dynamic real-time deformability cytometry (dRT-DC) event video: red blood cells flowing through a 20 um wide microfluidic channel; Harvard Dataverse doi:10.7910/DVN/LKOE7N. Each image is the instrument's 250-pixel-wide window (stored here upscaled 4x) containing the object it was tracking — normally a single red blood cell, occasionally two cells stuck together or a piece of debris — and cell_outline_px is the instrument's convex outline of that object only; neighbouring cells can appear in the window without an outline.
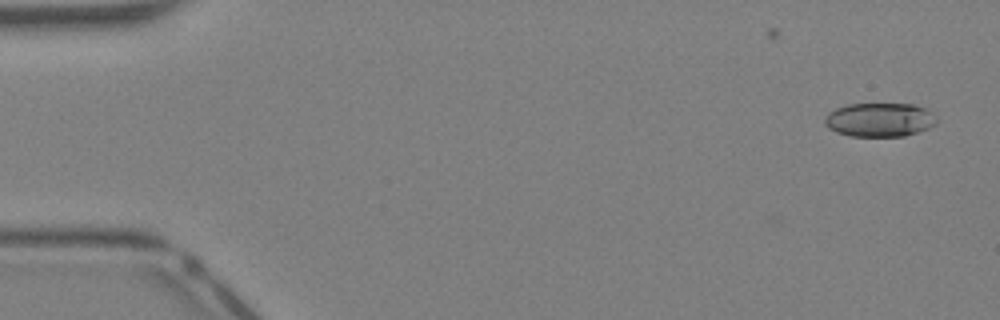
{"species": "Egyptian fruit bat (a non-hibernating species)", "species_latin": "Rousettus aegyptiacus", "temperature_condition": "warm", "stored_images_in_passage": 12, "camera_frame_rate_fps": 3000, "um_per_image_px": 0.085, "animal": {"sex": "female"}, "frame": {"image": 1, "passage_image": 1, "time_ms": 0.0, "image_size_px": [1000, 320], "cell_outline_px": [[936, 124], [928, 128], [904, 136], [848, 136], [836, 132], [828, 128], [824, 124], [824, 116], [828, 112], [836, 108], [848, 104], [912, 104], [928, 108], [936, 116]], "centroid_in_image_um": [74.75, 10.17], "position_along_channel_um": 10.3, "area_um2": 22.31}}
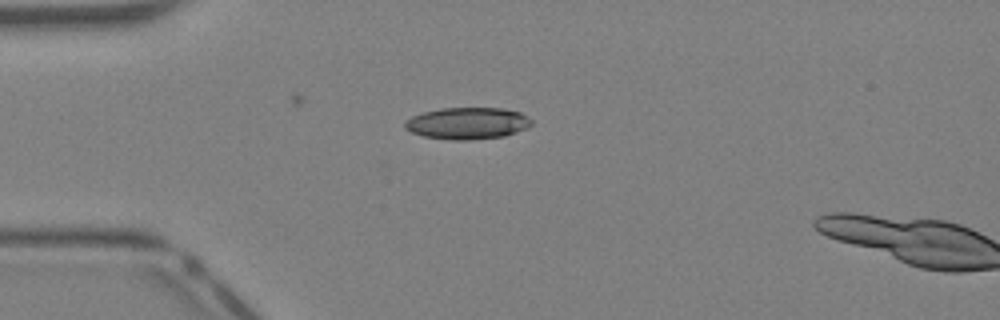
{"frame": {"image": 2, "passage_image": 10, "time_ms": 3.0, "image_size_px": [1000, 320], "cell_outline_px": [[532, 124], [528, 128], [504, 136], [468, 140], [452, 140], [424, 136], [412, 132], [404, 128], [404, 124], [412, 116], [424, 112], [440, 108], [504, 108], [520, 112], [528, 116], [532, 120]], "centroid_in_image_um": [39.77, 10.47], "position_along_channel_um": 45.2, "area_um2": 23.47}}